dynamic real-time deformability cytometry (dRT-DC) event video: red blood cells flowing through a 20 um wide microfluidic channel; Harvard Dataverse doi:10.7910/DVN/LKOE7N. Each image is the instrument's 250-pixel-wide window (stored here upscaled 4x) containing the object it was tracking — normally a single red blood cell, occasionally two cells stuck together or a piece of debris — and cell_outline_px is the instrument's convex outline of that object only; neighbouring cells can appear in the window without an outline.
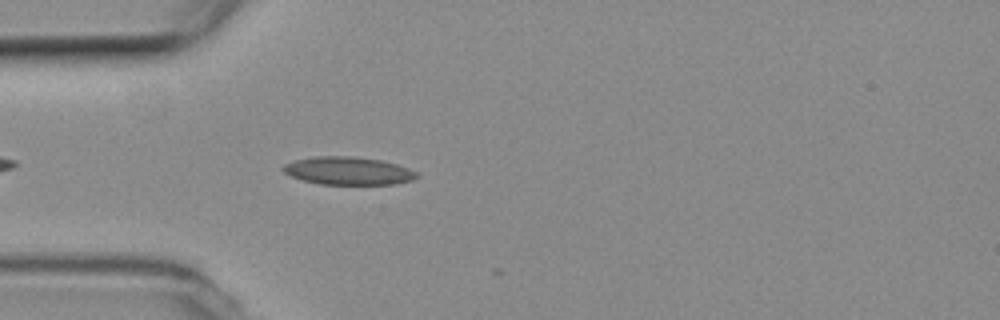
{"species": "common noctule bat (a hibernating species)", "species_latin": "Nyctalus noctula", "temperature_condition": "room temperature", "stored_images_in_passage": 2, "camera_frame_rate_fps": 3000, "um_per_image_px": 0.085, "animal": {"sex": "female", "body_mass_g": 19.3, "forearm_length_mm": 54.1}, "frame": {"image": 1, "passage_image": 1, "time_ms": 0.0, "image_size_px": [1000, 320], "cell_outline_px": [[420, 176], [412, 180], [396, 184], [320, 184], [304, 180], [292, 176], [284, 172], [280, 168], [284, 164], [292, 160], [316, 156], [352, 156], [380, 160], [396, 164], [408, 168], [416, 172]], "centroid_in_image_um": [29.58, 14.51], "position_along_channel_um": 55.4, "area_um2": 21.73}}